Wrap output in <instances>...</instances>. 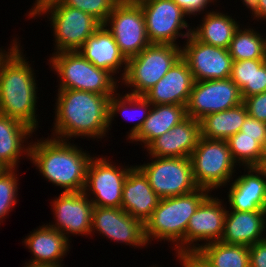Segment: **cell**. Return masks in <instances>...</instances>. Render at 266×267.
<instances>
[{
  "mask_svg": "<svg viewBox=\"0 0 266 267\" xmlns=\"http://www.w3.org/2000/svg\"><path fill=\"white\" fill-rule=\"evenodd\" d=\"M55 122L51 137L67 140L77 137L102 139L108 133L109 100L112 95L89 91L58 89Z\"/></svg>",
  "mask_w": 266,
  "mask_h": 267,
  "instance_id": "1",
  "label": "cell"
},
{
  "mask_svg": "<svg viewBox=\"0 0 266 267\" xmlns=\"http://www.w3.org/2000/svg\"><path fill=\"white\" fill-rule=\"evenodd\" d=\"M17 40L0 57V114L19 120L36 132L37 80Z\"/></svg>",
  "mask_w": 266,
  "mask_h": 267,
  "instance_id": "2",
  "label": "cell"
},
{
  "mask_svg": "<svg viewBox=\"0 0 266 267\" xmlns=\"http://www.w3.org/2000/svg\"><path fill=\"white\" fill-rule=\"evenodd\" d=\"M43 139L30 143L28 159L47 181L64 189L62 192H82L93 156L70 141Z\"/></svg>",
  "mask_w": 266,
  "mask_h": 267,
  "instance_id": "3",
  "label": "cell"
},
{
  "mask_svg": "<svg viewBox=\"0 0 266 267\" xmlns=\"http://www.w3.org/2000/svg\"><path fill=\"white\" fill-rule=\"evenodd\" d=\"M211 192L205 188L175 196L161 198L150 218L144 224L147 244L154 239L172 242L176 256L185 254V234L190 217Z\"/></svg>",
  "mask_w": 266,
  "mask_h": 267,
  "instance_id": "4",
  "label": "cell"
},
{
  "mask_svg": "<svg viewBox=\"0 0 266 267\" xmlns=\"http://www.w3.org/2000/svg\"><path fill=\"white\" fill-rule=\"evenodd\" d=\"M50 68L59 77L58 89H74L100 95H114L120 81L105 69L93 65L78 51L52 53ZM118 84V85H117Z\"/></svg>",
  "mask_w": 266,
  "mask_h": 267,
  "instance_id": "5",
  "label": "cell"
},
{
  "mask_svg": "<svg viewBox=\"0 0 266 267\" xmlns=\"http://www.w3.org/2000/svg\"><path fill=\"white\" fill-rule=\"evenodd\" d=\"M180 58L179 45L150 44L128 59L125 76L120 82L131 88L129 94L144 95Z\"/></svg>",
  "mask_w": 266,
  "mask_h": 267,
  "instance_id": "6",
  "label": "cell"
},
{
  "mask_svg": "<svg viewBox=\"0 0 266 267\" xmlns=\"http://www.w3.org/2000/svg\"><path fill=\"white\" fill-rule=\"evenodd\" d=\"M193 178L199 188L212 192L233 181L238 164L232 158L226 140H210L200 137L190 156ZM235 167V168H234Z\"/></svg>",
  "mask_w": 266,
  "mask_h": 267,
  "instance_id": "7",
  "label": "cell"
},
{
  "mask_svg": "<svg viewBox=\"0 0 266 267\" xmlns=\"http://www.w3.org/2000/svg\"><path fill=\"white\" fill-rule=\"evenodd\" d=\"M42 14H49L50 25L54 31L55 51L53 53L78 51L102 25L86 12L68 7L61 2L48 6L39 13L41 16Z\"/></svg>",
  "mask_w": 266,
  "mask_h": 267,
  "instance_id": "8",
  "label": "cell"
},
{
  "mask_svg": "<svg viewBox=\"0 0 266 267\" xmlns=\"http://www.w3.org/2000/svg\"><path fill=\"white\" fill-rule=\"evenodd\" d=\"M149 163L136 165L147 177L160 198L175 197L198 189L193 178L190 158L151 157Z\"/></svg>",
  "mask_w": 266,
  "mask_h": 267,
  "instance_id": "9",
  "label": "cell"
},
{
  "mask_svg": "<svg viewBox=\"0 0 266 267\" xmlns=\"http://www.w3.org/2000/svg\"><path fill=\"white\" fill-rule=\"evenodd\" d=\"M104 25L113 35L127 60L151 44L146 34L142 8L138 2L119 0Z\"/></svg>",
  "mask_w": 266,
  "mask_h": 267,
  "instance_id": "10",
  "label": "cell"
},
{
  "mask_svg": "<svg viewBox=\"0 0 266 267\" xmlns=\"http://www.w3.org/2000/svg\"><path fill=\"white\" fill-rule=\"evenodd\" d=\"M138 3L151 44L178 45L177 38L186 39L192 34V27L185 21V16H189L173 0H141ZM183 29L186 32L181 31Z\"/></svg>",
  "mask_w": 266,
  "mask_h": 267,
  "instance_id": "11",
  "label": "cell"
},
{
  "mask_svg": "<svg viewBox=\"0 0 266 267\" xmlns=\"http://www.w3.org/2000/svg\"><path fill=\"white\" fill-rule=\"evenodd\" d=\"M133 167H118L104 156H95L88 165L83 192L88 198L93 195L90 200L95 207L121 208L124 181Z\"/></svg>",
  "mask_w": 266,
  "mask_h": 267,
  "instance_id": "12",
  "label": "cell"
},
{
  "mask_svg": "<svg viewBox=\"0 0 266 267\" xmlns=\"http://www.w3.org/2000/svg\"><path fill=\"white\" fill-rule=\"evenodd\" d=\"M243 103L240 89L230 79L195 81L186 105L187 116L200 120Z\"/></svg>",
  "mask_w": 266,
  "mask_h": 267,
  "instance_id": "13",
  "label": "cell"
},
{
  "mask_svg": "<svg viewBox=\"0 0 266 267\" xmlns=\"http://www.w3.org/2000/svg\"><path fill=\"white\" fill-rule=\"evenodd\" d=\"M181 47V58L187 63L194 81L230 78L232 58L228 49L199 41L193 34Z\"/></svg>",
  "mask_w": 266,
  "mask_h": 267,
  "instance_id": "14",
  "label": "cell"
},
{
  "mask_svg": "<svg viewBox=\"0 0 266 267\" xmlns=\"http://www.w3.org/2000/svg\"><path fill=\"white\" fill-rule=\"evenodd\" d=\"M218 198L208 195L190 217L185 234V254L196 253L207 242L221 241L227 206L223 207V200ZM199 241L204 243L200 245Z\"/></svg>",
  "mask_w": 266,
  "mask_h": 267,
  "instance_id": "15",
  "label": "cell"
},
{
  "mask_svg": "<svg viewBox=\"0 0 266 267\" xmlns=\"http://www.w3.org/2000/svg\"><path fill=\"white\" fill-rule=\"evenodd\" d=\"M52 203L55 222L49 226L58 230L67 239L69 235H91L94 205L82 192H62Z\"/></svg>",
  "mask_w": 266,
  "mask_h": 267,
  "instance_id": "16",
  "label": "cell"
},
{
  "mask_svg": "<svg viewBox=\"0 0 266 267\" xmlns=\"http://www.w3.org/2000/svg\"><path fill=\"white\" fill-rule=\"evenodd\" d=\"M99 231L103 237L133 247L147 246L144 224L122 208L95 207L92 212L91 233Z\"/></svg>",
  "mask_w": 266,
  "mask_h": 267,
  "instance_id": "17",
  "label": "cell"
},
{
  "mask_svg": "<svg viewBox=\"0 0 266 267\" xmlns=\"http://www.w3.org/2000/svg\"><path fill=\"white\" fill-rule=\"evenodd\" d=\"M201 137L200 121L187 116L146 148L150 157L190 158Z\"/></svg>",
  "mask_w": 266,
  "mask_h": 267,
  "instance_id": "18",
  "label": "cell"
},
{
  "mask_svg": "<svg viewBox=\"0 0 266 267\" xmlns=\"http://www.w3.org/2000/svg\"><path fill=\"white\" fill-rule=\"evenodd\" d=\"M247 173L230 183L229 209L235 211H266V169L248 167Z\"/></svg>",
  "mask_w": 266,
  "mask_h": 267,
  "instance_id": "19",
  "label": "cell"
},
{
  "mask_svg": "<svg viewBox=\"0 0 266 267\" xmlns=\"http://www.w3.org/2000/svg\"><path fill=\"white\" fill-rule=\"evenodd\" d=\"M194 82L187 63L180 58L164 77L143 96L152 105L176 104L186 106Z\"/></svg>",
  "mask_w": 266,
  "mask_h": 267,
  "instance_id": "20",
  "label": "cell"
},
{
  "mask_svg": "<svg viewBox=\"0 0 266 267\" xmlns=\"http://www.w3.org/2000/svg\"><path fill=\"white\" fill-rule=\"evenodd\" d=\"M160 199L149 185L145 174L134 166L124 181L121 208L145 224Z\"/></svg>",
  "mask_w": 266,
  "mask_h": 267,
  "instance_id": "21",
  "label": "cell"
},
{
  "mask_svg": "<svg viewBox=\"0 0 266 267\" xmlns=\"http://www.w3.org/2000/svg\"><path fill=\"white\" fill-rule=\"evenodd\" d=\"M78 52L93 65L107 70L113 76L119 73V70L123 71L121 80L125 76L128 60L121 53L113 35L104 24L85 41ZM121 67H123L122 71Z\"/></svg>",
  "mask_w": 266,
  "mask_h": 267,
  "instance_id": "22",
  "label": "cell"
},
{
  "mask_svg": "<svg viewBox=\"0 0 266 267\" xmlns=\"http://www.w3.org/2000/svg\"><path fill=\"white\" fill-rule=\"evenodd\" d=\"M265 228L266 211L227 209L221 242L249 247L265 239Z\"/></svg>",
  "mask_w": 266,
  "mask_h": 267,
  "instance_id": "23",
  "label": "cell"
},
{
  "mask_svg": "<svg viewBox=\"0 0 266 267\" xmlns=\"http://www.w3.org/2000/svg\"><path fill=\"white\" fill-rule=\"evenodd\" d=\"M23 240L34 257L28 261L30 264L63 265L62 258L67 255L71 247L69 240L48 224L34 229Z\"/></svg>",
  "mask_w": 266,
  "mask_h": 267,
  "instance_id": "24",
  "label": "cell"
},
{
  "mask_svg": "<svg viewBox=\"0 0 266 267\" xmlns=\"http://www.w3.org/2000/svg\"><path fill=\"white\" fill-rule=\"evenodd\" d=\"M34 132L23 122L0 114V165L4 169H16L20 156L25 154V157H29L30 145L23 143L32 137Z\"/></svg>",
  "mask_w": 266,
  "mask_h": 267,
  "instance_id": "25",
  "label": "cell"
},
{
  "mask_svg": "<svg viewBox=\"0 0 266 267\" xmlns=\"http://www.w3.org/2000/svg\"><path fill=\"white\" fill-rule=\"evenodd\" d=\"M187 117L186 106L176 104L152 105L139 132L130 140L141 142L146 148L155 138L169 132Z\"/></svg>",
  "mask_w": 266,
  "mask_h": 267,
  "instance_id": "26",
  "label": "cell"
},
{
  "mask_svg": "<svg viewBox=\"0 0 266 267\" xmlns=\"http://www.w3.org/2000/svg\"><path fill=\"white\" fill-rule=\"evenodd\" d=\"M199 26L193 27L192 34L201 42L228 49L239 23L232 16L220 11L205 13Z\"/></svg>",
  "mask_w": 266,
  "mask_h": 267,
  "instance_id": "27",
  "label": "cell"
},
{
  "mask_svg": "<svg viewBox=\"0 0 266 267\" xmlns=\"http://www.w3.org/2000/svg\"><path fill=\"white\" fill-rule=\"evenodd\" d=\"M247 115L244 103L224 111L208 114L199 120L201 136L210 140H228L240 131Z\"/></svg>",
  "mask_w": 266,
  "mask_h": 267,
  "instance_id": "28",
  "label": "cell"
},
{
  "mask_svg": "<svg viewBox=\"0 0 266 267\" xmlns=\"http://www.w3.org/2000/svg\"><path fill=\"white\" fill-rule=\"evenodd\" d=\"M196 254L210 267H250L249 247L221 241L201 246Z\"/></svg>",
  "mask_w": 266,
  "mask_h": 267,
  "instance_id": "29",
  "label": "cell"
},
{
  "mask_svg": "<svg viewBox=\"0 0 266 267\" xmlns=\"http://www.w3.org/2000/svg\"><path fill=\"white\" fill-rule=\"evenodd\" d=\"M151 108H152V104L143 95H132V94H129L128 91L123 96L120 95L119 93H115L114 95H112L110 97V100H109V126L112 123L111 121L114 120V117L118 113L122 114L127 120L129 118H130V120L133 119L131 121H134L137 119L138 122H136L134 124V126L131 127L130 132H128V134H127L128 135L127 140H129V139L131 140L141 129L145 119L149 115ZM131 109H132V111H130ZM135 109L138 112L135 111ZM126 111H129L130 113L126 112ZM131 113H133V114H131ZM138 113H140V115L141 114L142 115L140 116ZM124 114H126V115H124ZM134 114H135V116H134ZM136 115H139V117Z\"/></svg>",
  "mask_w": 266,
  "mask_h": 267,
  "instance_id": "30",
  "label": "cell"
},
{
  "mask_svg": "<svg viewBox=\"0 0 266 267\" xmlns=\"http://www.w3.org/2000/svg\"><path fill=\"white\" fill-rule=\"evenodd\" d=\"M258 33L253 28H239L235 31L228 51L233 61L247 59H265L266 36Z\"/></svg>",
  "mask_w": 266,
  "mask_h": 267,
  "instance_id": "31",
  "label": "cell"
},
{
  "mask_svg": "<svg viewBox=\"0 0 266 267\" xmlns=\"http://www.w3.org/2000/svg\"><path fill=\"white\" fill-rule=\"evenodd\" d=\"M226 141L232 158L239 167H262L264 147L260 144V136L244 135L239 131Z\"/></svg>",
  "mask_w": 266,
  "mask_h": 267,
  "instance_id": "32",
  "label": "cell"
},
{
  "mask_svg": "<svg viewBox=\"0 0 266 267\" xmlns=\"http://www.w3.org/2000/svg\"><path fill=\"white\" fill-rule=\"evenodd\" d=\"M16 169L0 171V222L8 215L18 202V176ZM1 224V223H0Z\"/></svg>",
  "mask_w": 266,
  "mask_h": 267,
  "instance_id": "33",
  "label": "cell"
},
{
  "mask_svg": "<svg viewBox=\"0 0 266 267\" xmlns=\"http://www.w3.org/2000/svg\"><path fill=\"white\" fill-rule=\"evenodd\" d=\"M119 0H62V4L79 9L104 24Z\"/></svg>",
  "mask_w": 266,
  "mask_h": 267,
  "instance_id": "34",
  "label": "cell"
},
{
  "mask_svg": "<svg viewBox=\"0 0 266 267\" xmlns=\"http://www.w3.org/2000/svg\"><path fill=\"white\" fill-rule=\"evenodd\" d=\"M242 99L266 92V62L265 59H253L252 87H244Z\"/></svg>",
  "mask_w": 266,
  "mask_h": 267,
  "instance_id": "35",
  "label": "cell"
},
{
  "mask_svg": "<svg viewBox=\"0 0 266 267\" xmlns=\"http://www.w3.org/2000/svg\"><path fill=\"white\" fill-rule=\"evenodd\" d=\"M253 59L233 61L230 79L238 86L240 91L244 87H252Z\"/></svg>",
  "mask_w": 266,
  "mask_h": 267,
  "instance_id": "36",
  "label": "cell"
},
{
  "mask_svg": "<svg viewBox=\"0 0 266 267\" xmlns=\"http://www.w3.org/2000/svg\"><path fill=\"white\" fill-rule=\"evenodd\" d=\"M251 117L266 123V92L252 95L243 100Z\"/></svg>",
  "mask_w": 266,
  "mask_h": 267,
  "instance_id": "37",
  "label": "cell"
},
{
  "mask_svg": "<svg viewBox=\"0 0 266 267\" xmlns=\"http://www.w3.org/2000/svg\"><path fill=\"white\" fill-rule=\"evenodd\" d=\"M240 132L244 135L260 136V144L266 146V123L247 115L241 126Z\"/></svg>",
  "mask_w": 266,
  "mask_h": 267,
  "instance_id": "38",
  "label": "cell"
},
{
  "mask_svg": "<svg viewBox=\"0 0 266 267\" xmlns=\"http://www.w3.org/2000/svg\"><path fill=\"white\" fill-rule=\"evenodd\" d=\"M185 13L186 15H197V13L200 15L202 12H210L206 11L207 7L210 6V4H214V2L217 0H173ZM208 5V6H207ZM206 8V9H205Z\"/></svg>",
  "mask_w": 266,
  "mask_h": 267,
  "instance_id": "39",
  "label": "cell"
},
{
  "mask_svg": "<svg viewBox=\"0 0 266 267\" xmlns=\"http://www.w3.org/2000/svg\"><path fill=\"white\" fill-rule=\"evenodd\" d=\"M250 267H266V239L249 246Z\"/></svg>",
  "mask_w": 266,
  "mask_h": 267,
  "instance_id": "40",
  "label": "cell"
},
{
  "mask_svg": "<svg viewBox=\"0 0 266 267\" xmlns=\"http://www.w3.org/2000/svg\"><path fill=\"white\" fill-rule=\"evenodd\" d=\"M182 267H210L196 253H186L177 256Z\"/></svg>",
  "mask_w": 266,
  "mask_h": 267,
  "instance_id": "41",
  "label": "cell"
},
{
  "mask_svg": "<svg viewBox=\"0 0 266 267\" xmlns=\"http://www.w3.org/2000/svg\"><path fill=\"white\" fill-rule=\"evenodd\" d=\"M59 2H62V0H35L33 4L34 6H32L27 15L30 18H36L37 16H39V13L42 12L45 8Z\"/></svg>",
  "mask_w": 266,
  "mask_h": 267,
  "instance_id": "42",
  "label": "cell"
},
{
  "mask_svg": "<svg viewBox=\"0 0 266 267\" xmlns=\"http://www.w3.org/2000/svg\"><path fill=\"white\" fill-rule=\"evenodd\" d=\"M243 4L252 11L253 19L259 21V2L260 0H242Z\"/></svg>",
  "mask_w": 266,
  "mask_h": 267,
  "instance_id": "43",
  "label": "cell"
},
{
  "mask_svg": "<svg viewBox=\"0 0 266 267\" xmlns=\"http://www.w3.org/2000/svg\"><path fill=\"white\" fill-rule=\"evenodd\" d=\"M259 19L266 21V0L259 2Z\"/></svg>",
  "mask_w": 266,
  "mask_h": 267,
  "instance_id": "44",
  "label": "cell"
},
{
  "mask_svg": "<svg viewBox=\"0 0 266 267\" xmlns=\"http://www.w3.org/2000/svg\"><path fill=\"white\" fill-rule=\"evenodd\" d=\"M64 265H44V264H30L26 262V265L23 267H63Z\"/></svg>",
  "mask_w": 266,
  "mask_h": 267,
  "instance_id": "45",
  "label": "cell"
},
{
  "mask_svg": "<svg viewBox=\"0 0 266 267\" xmlns=\"http://www.w3.org/2000/svg\"><path fill=\"white\" fill-rule=\"evenodd\" d=\"M262 167H263V168H266V146H265V148H264V158H263Z\"/></svg>",
  "mask_w": 266,
  "mask_h": 267,
  "instance_id": "46",
  "label": "cell"
},
{
  "mask_svg": "<svg viewBox=\"0 0 266 267\" xmlns=\"http://www.w3.org/2000/svg\"><path fill=\"white\" fill-rule=\"evenodd\" d=\"M125 1H128V2H139L141 0H125Z\"/></svg>",
  "mask_w": 266,
  "mask_h": 267,
  "instance_id": "47",
  "label": "cell"
},
{
  "mask_svg": "<svg viewBox=\"0 0 266 267\" xmlns=\"http://www.w3.org/2000/svg\"><path fill=\"white\" fill-rule=\"evenodd\" d=\"M6 50H2L1 48H0V57H1V55L5 52Z\"/></svg>",
  "mask_w": 266,
  "mask_h": 267,
  "instance_id": "48",
  "label": "cell"
}]
</instances>
